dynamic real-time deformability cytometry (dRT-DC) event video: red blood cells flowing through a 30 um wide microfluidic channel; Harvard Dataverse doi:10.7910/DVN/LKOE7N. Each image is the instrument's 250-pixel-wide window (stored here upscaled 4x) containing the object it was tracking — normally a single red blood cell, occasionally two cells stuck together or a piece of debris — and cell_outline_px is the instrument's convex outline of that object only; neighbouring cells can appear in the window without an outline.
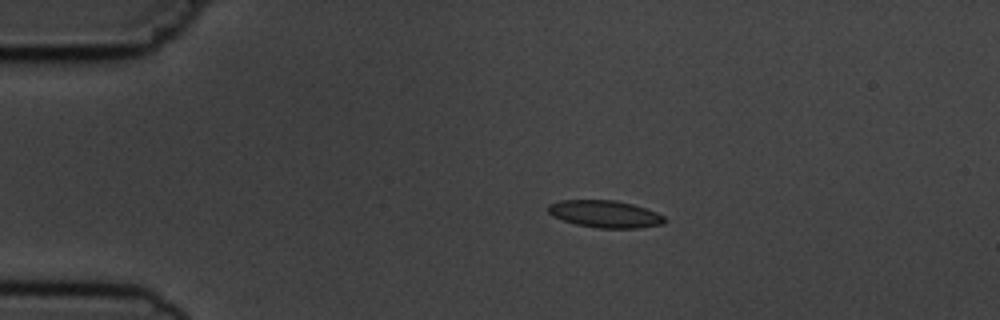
{"species": "common noctule bat (a hibernating species)", "species_latin": "Nyctalus noctula", "temperature_condition": "cold", "stored_images_in_passage": 5, "camera_frame_rate_fps": 3000, "um_per_image_px": 0.085, "animal": {"sex": "male", "body_mass_g": 19.5, "forearm_length_mm": 54.6}, "frame": {"image": 1, "passage_image": 3, "time_ms": 2.333, "image_size_px": [1000, 320], "cell_outline_px": [[668, 220], [664, 224], [640, 228], [596, 228], [576, 224], [552, 216], [548, 212], [548, 204], [560, 200], [616, 200], [632, 204], [656, 212], [664, 216]], "centroid_in_image_um": [51.44, 18.19], "position_along_channel_um": 33.6, "area_um2": 18.55}}
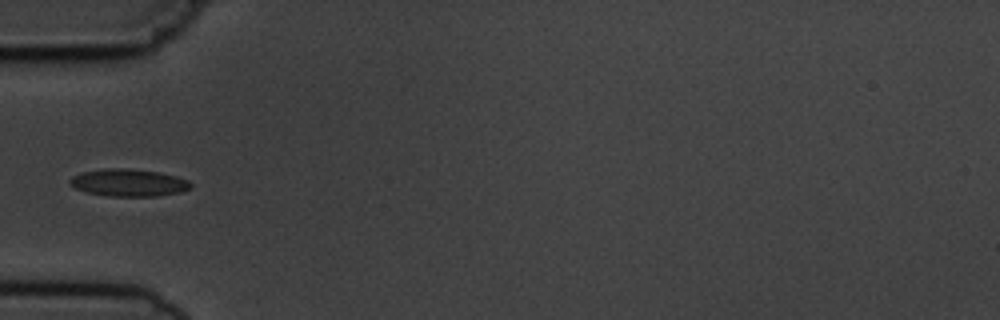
{"frame": {"image": 2, "passage_image": 5, "time_ms": 4.667, "image_size_px": [1000, 320], "cell_outline_px": [[192, 188], [180, 192], [156, 196], [108, 196], [88, 192], [76, 188], [68, 184], [68, 180], [72, 176], [84, 172], [104, 168], [124, 168], [160, 172], [176, 176], [188, 180], [192, 184]], "centroid_in_image_um": [10.94, 15.52], "position_along_channel_um": 74.1, "area_um2": 19.25}}